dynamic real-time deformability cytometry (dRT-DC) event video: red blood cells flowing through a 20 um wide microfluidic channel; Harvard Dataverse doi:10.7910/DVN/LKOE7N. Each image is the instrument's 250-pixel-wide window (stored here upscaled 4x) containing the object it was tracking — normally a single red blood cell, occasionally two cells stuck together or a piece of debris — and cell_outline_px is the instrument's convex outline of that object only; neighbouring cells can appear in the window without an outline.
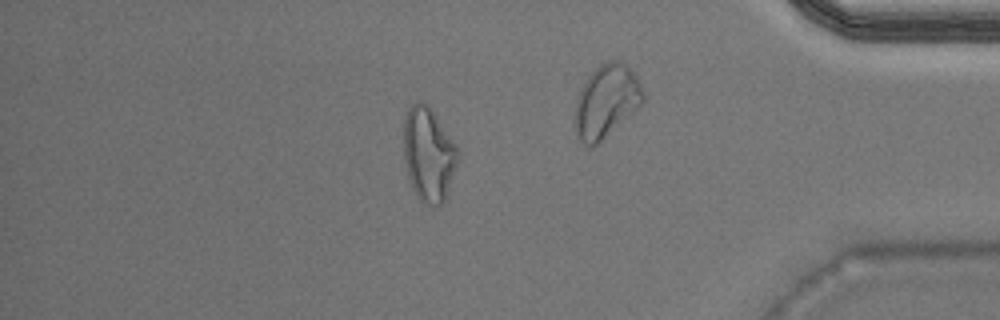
{"species": "Egyptian fruit bat (a non-hibernating species)", "species_latin": "Rousettus aegyptiacus", "temperature_condition": "warm", "stored_images_in_passage": 41, "camera_frame_rate_fps": 3000, "um_per_image_px": 0.085, "animal": {"sex": "male"}, "frame": {"image": 1, "passage_image": 35, "time_ms": 11.333, "image_size_px": [1000, 320], "cell_outline_px": [[460, 160], [444, 200], [436, 208], [420, 200], [412, 188], [408, 176], [404, 160], [404, 116], [408, 108], [416, 100], [428, 104], [432, 108], [456, 144], [460, 152]], "centroid_in_image_um": [36.45, 13.09], "position_along_channel_um": 398.8, "area_um2": 30.23}}